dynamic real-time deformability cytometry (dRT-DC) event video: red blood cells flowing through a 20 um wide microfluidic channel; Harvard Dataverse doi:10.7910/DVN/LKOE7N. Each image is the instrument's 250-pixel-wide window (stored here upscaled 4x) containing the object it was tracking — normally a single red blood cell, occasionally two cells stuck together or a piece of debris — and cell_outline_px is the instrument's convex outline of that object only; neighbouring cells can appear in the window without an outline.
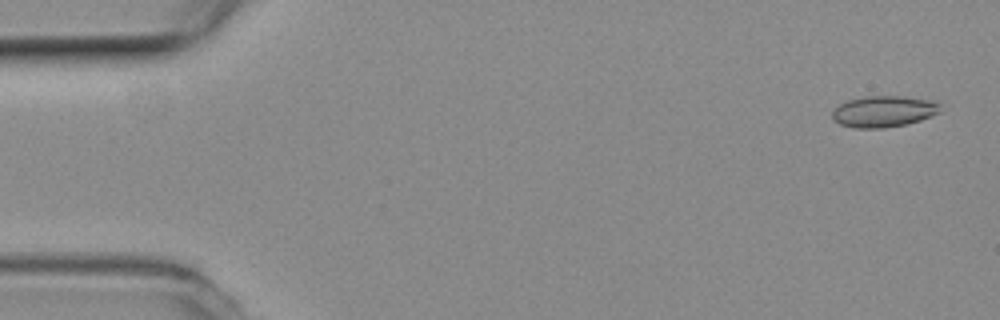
{"species": "common noctule bat (a hibernating species)", "species_latin": "Nyctalus noctula", "temperature_condition": "room temperature", "stored_images_in_passage": 4, "camera_frame_rate_fps": 3000, "um_per_image_px": 0.085, "animal": {"sex": "female", "body_mass_g": 19.3, "forearm_length_mm": 54.1}, "frame": {"image": 1, "passage_image": 1, "time_ms": 0.0, "image_size_px": [1000, 320], "cell_outline_px": [[940, 112], [920, 120], [908, 124], [884, 128], [856, 128], [840, 124], [832, 120], [832, 112], [840, 104], [848, 100], [864, 96], [904, 96], [932, 100], [940, 104]], "centroid_in_image_um": [75.11, 9.47], "position_along_channel_um": 9.9, "area_um2": 19.77}}
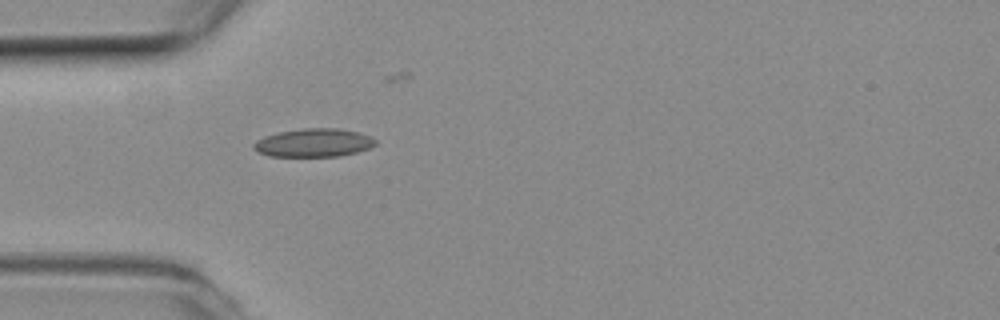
{"frame": {"image": 2, "passage_image": 4, "time_ms": 1.0, "image_size_px": [1000, 320], "cell_outline_px": [[376, 144], [368, 148], [356, 152], [340, 156], [268, 156], [252, 148], [252, 144], [256, 140], [264, 136], [276, 132], [304, 128], [336, 128], [356, 132], [372, 136], [376, 140]], "centroid_in_image_um": [26.63, 12.13], "position_along_channel_um": 58.4, "area_um2": 20.11}}